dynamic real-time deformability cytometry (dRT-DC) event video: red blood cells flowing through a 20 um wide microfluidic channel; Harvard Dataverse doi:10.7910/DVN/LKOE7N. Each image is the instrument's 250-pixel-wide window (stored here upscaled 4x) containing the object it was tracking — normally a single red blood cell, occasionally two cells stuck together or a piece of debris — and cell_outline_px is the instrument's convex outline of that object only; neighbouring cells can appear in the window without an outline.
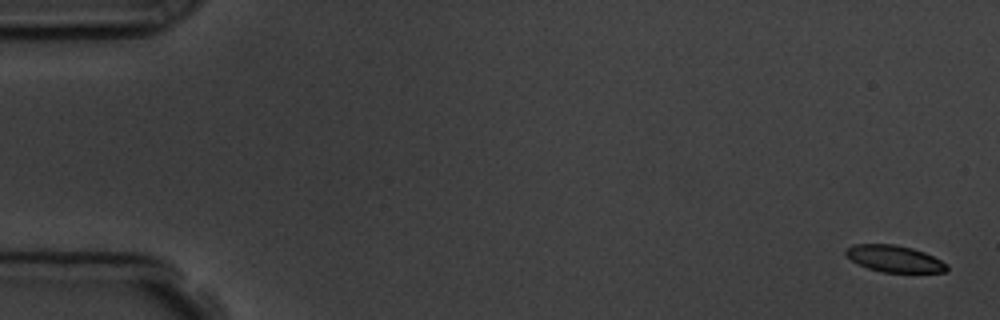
{"species": "common noctule bat (a hibernating species)", "species_latin": "Nyctalus noctula", "temperature_condition": "room temperature", "stored_images_in_passage": 6, "camera_frame_rate_fps": 3000, "um_per_image_px": 0.085, "animal": {"sex": "male", "body_mass_g": 19.5, "forearm_length_mm": 54.6}, "frame": {"image": 1, "passage_image": 1, "time_ms": 0.0, "image_size_px": [1000, 320], "cell_outline_px": [[948, 272], [880, 272], [868, 268], [852, 260], [844, 252], [844, 248], [852, 244], [892, 244], [912, 248], [924, 252], [948, 264]], "centroid_in_image_um": [76.02, 21.99], "position_along_channel_um": 9.0, "area_um2": 15.66}}